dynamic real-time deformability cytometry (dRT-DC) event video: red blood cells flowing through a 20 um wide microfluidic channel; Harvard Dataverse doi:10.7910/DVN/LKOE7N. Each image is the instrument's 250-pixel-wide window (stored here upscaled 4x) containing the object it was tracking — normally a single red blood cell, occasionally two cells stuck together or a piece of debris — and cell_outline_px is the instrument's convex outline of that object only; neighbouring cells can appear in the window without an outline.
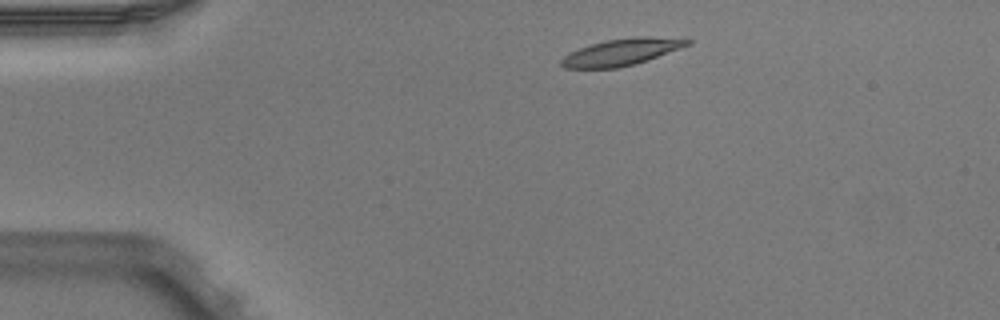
{"species": "Egyptian fruit bat (a non-hibernating species)", "species_latin": "Rousettus aegyptiacus", "temperature_condition": "warm", "stored_images_in_passage": 3, "camera_frame_rate_fps": 3000, "um_per_image_px": 0.085, "animal": {"sex": "male"}, "frame": {"image": 1, "passage_image": 1, "time_ms": 0.0, "image_size_px": [1000, 320], "cell_outline_px": [[692, 44], [648, 60], [636, 64], [616, 68], [564, 68], [560, 64], [560, 60], [564, 56], [580, 48], [604, 40], [632, 36], [648, 36], [692, 40]], "centroid_in_image_um": [52.85, 4.42], "position_along_channel_um": 32.2, "area_um2": 19.65}}
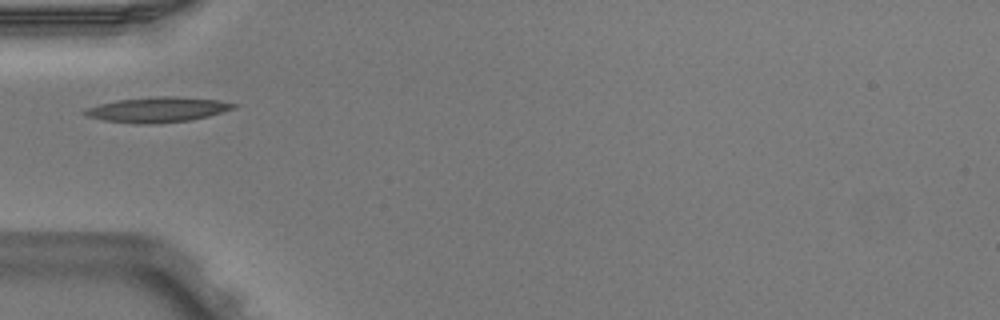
{"frame": {"image": 2, "passage_image": 3, "time_ms": 0.667, "image_size_px": [1000, 320], "cell_outline_px": [[240, 104], [236, 108], [208, 116], [188, 120], [152, 124], [136, 124], [104, 120], [88, 116], [80, 112], [88, 108], [100, 104], [116, 100], [156, 96], [176, 96], [220, 100]], "centroid_in_image_um": [13.43, 9.31], "position_along_channel_um": 71.6, "area_um2": 21.85}}